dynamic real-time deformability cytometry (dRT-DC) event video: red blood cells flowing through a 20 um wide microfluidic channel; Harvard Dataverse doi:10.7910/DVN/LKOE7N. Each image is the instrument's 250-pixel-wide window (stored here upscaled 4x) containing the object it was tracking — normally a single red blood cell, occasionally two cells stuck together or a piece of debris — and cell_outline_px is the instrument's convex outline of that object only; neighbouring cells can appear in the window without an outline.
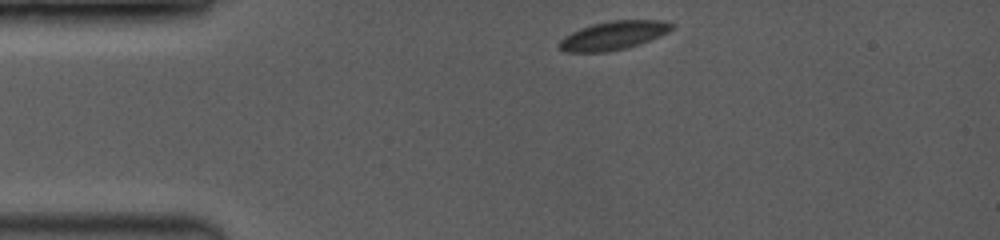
{"species": "common noctule bat (a hibernating species)", "species_latin": "Nyctalus noctula", "temperature_condition": "room temperature", "stored_images_in_passage": 16, "camera_frame_rate_fps": 3500, "um_per_image_px": 0.085, "animal": {"sex": "female", "body_mass_g": 19.0, "forearm_length_mm": 53.3}, "frame": {"image": 1, "passage_image": 1, "time_ms": 0.0, "image_size_px": [1000, 240], "cell_outline_px": [[672, 28], [668, 32], [640, 44], [628, 48], [604, 52], [568, 52], [560, 48], [560, 40], [572, 32], [596, 24], [616, 20], [656, 20], [672, 24]], "centroid_in_image_um": [52.16, 3.03], "position_along_channel_um": 32.8, "area_um2": 18.15}}
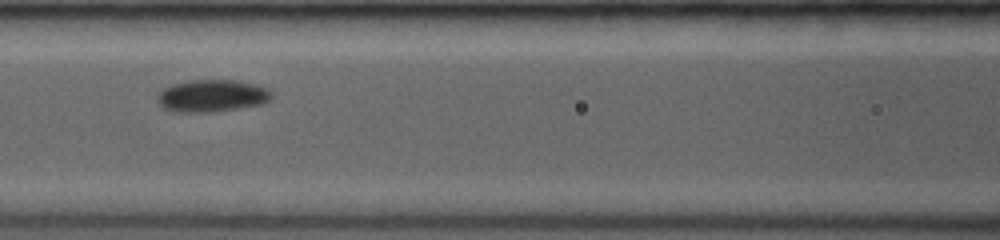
{"frame": {"image": 2, "passage_image": 10, "time_ms": 4.0, "image_size_px": [1000, 240], "cell_outline_px": [[272, 96], [264, 104], [212, 112], [176, 112], [164, 108], [156, 100], [156, 96], [164, 88], [172, 84], [188, 80], [240, 80], [256, 84], [272, 92]], "centroid_in_image_um": [18.0, 8.14], "position_along_channel_um": 148.6, "area_um2": 21.56}}
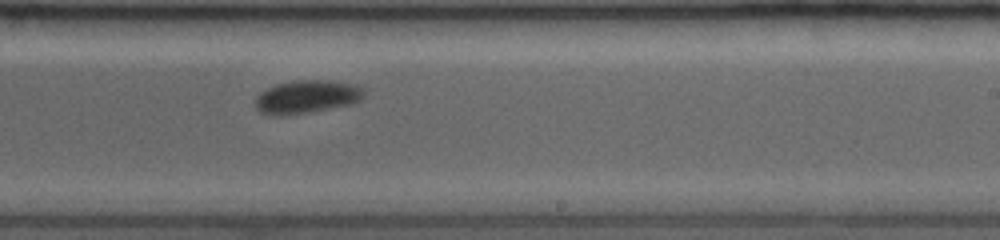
{"frame": {"image": 3, "passage_image": 16, "time_ms": 6.857, "image_size_px": [1000, 240], "cell_outline_px": [[364, 96], [360, 100], [352, 104], [308, 112], [280, 116], [272, 116], [260, 112], [256, 108], [256, 96], [260, 92], [276, 84], [292, 80], [328, 80], [356, 84], [364, 92]], "centroid_in_image_um": [26.05, 8.22], "position_along_channel_um": 262.9, "area_um2": 21.04}}